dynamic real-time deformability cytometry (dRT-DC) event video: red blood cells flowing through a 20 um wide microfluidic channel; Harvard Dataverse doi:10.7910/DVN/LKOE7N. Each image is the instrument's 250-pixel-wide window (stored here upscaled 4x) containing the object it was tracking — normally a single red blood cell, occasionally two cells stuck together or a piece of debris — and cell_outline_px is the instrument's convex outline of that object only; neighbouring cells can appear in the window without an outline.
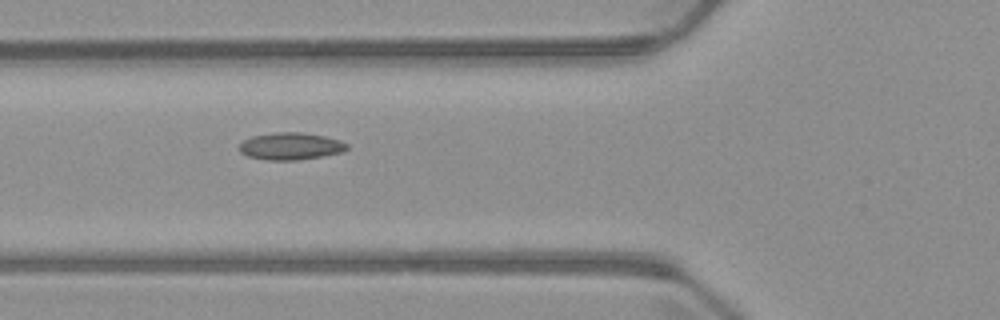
{"species": "common noctule bat (a hibernating species)", "species_latin": "Nyctalus noctula", "temperature_condition": "warm", "stored_images_in_passage": 4, "camera_frame_rate_fps": 3000, "um_per_image_px": 0.085, "animal": {"sex": "male", "body_mass_g": 23.1, "forearm_length_mm": 52.7}, "frame": {"image": 1, "passage_image": 3, "time_ms": 2.333, "image_size_px": [1000, 320], "cell_outline_px": [[348, 148], [344, 152], [296, 160], [268, 160], [248, 156], [240, 152], [240, 144], [244, 140], [252, 136], [276, 132], [304, 132], [324, 136], [340, 140], [348, 144]], "centroid_in_image_um": [24.72, 12.42], "position_along_channel_um": 101.1, "area_um2": 16.99}}
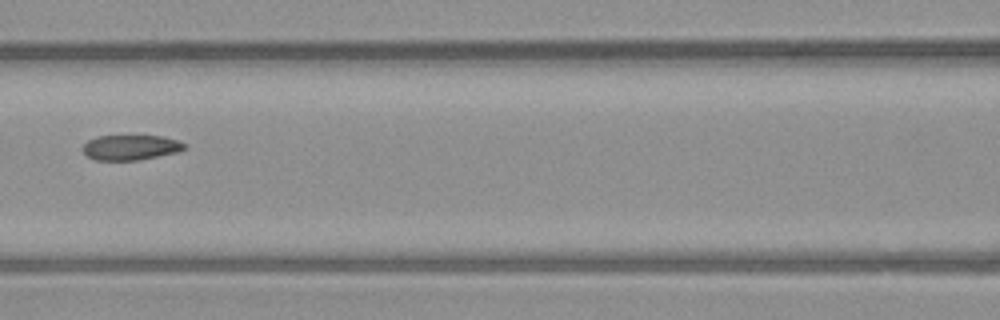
{"frame": {"image": 2, "passage_image": 4, "time_ms": 3.667, "image_size_px": [1000, 320], "cell_outline_px": [[188, 148], [180, 152], [140, 160], [96, 160], [88, 156], [80, 148], [88, 140], [96, 136], [160, 136], [176, 140], [188, 144]], "centroid_in_image_um": [11.14, 12.54], "position_along_channel_um": 155.5, "area_um2": 15.09}}